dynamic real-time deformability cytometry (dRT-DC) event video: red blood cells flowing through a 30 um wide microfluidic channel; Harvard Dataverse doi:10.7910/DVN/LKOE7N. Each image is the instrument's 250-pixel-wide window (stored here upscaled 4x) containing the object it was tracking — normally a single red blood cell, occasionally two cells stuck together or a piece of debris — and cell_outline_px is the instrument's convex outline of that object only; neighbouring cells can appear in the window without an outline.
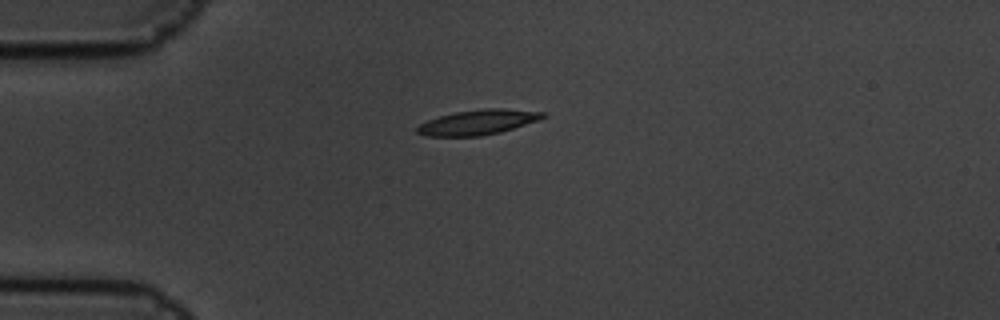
{"species": "common noctule bat (a hibernating species)", "species_latin": "Nyctalus noctula", "temperature_condition": "cold", "stored_images_in_passage": 3, "camera_frame_rate_fps": 3000, "um_per_image_px": 0.085, "animal": {"sex": "male", "body_mass_g": 19.5, "forearm_length_mm": 54.6}, "frame": {"image": 1, "passage_image": 1, "time_ms": 0.0, "image_size_px": [1000, 320], "cell_outline_px": [[548, 116], [540, 120], [500, 132], [480, 136], [428, 136], [416, 132], [416, 128], [420, 124], [428, 120], [440, 116], [456, 112], [484, 108], [504, 108], [544, 112]], "centroid_in_image_um": [40.67, 10.38], "position_along_channel_um": 44.3, "area_um2": 18.26}}
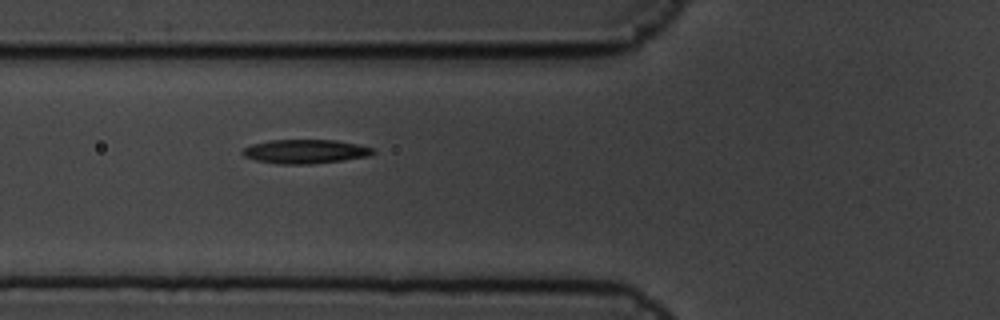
{"frame": {"image": 2, "passage_image": 3, "time_ms": 0.667, "image_size_px": [1000, 320], "cell_outline_px": [[376, 152], [368, 156], [344, 160], [312, 164], [276, 164], [256, 160], [244, 156], [240, 152], [244, 148], [252, 144], [272, 140], [336, 140], [360, 144], [372, 148]], "centroid_in_image_um": [25.96, 12.88], "position_along_channel_um": 99.8, "area_um2": 18.32}}